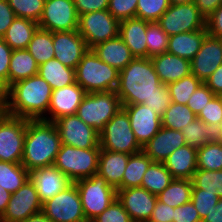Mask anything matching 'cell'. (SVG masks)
Listing matches in <instances>:
<instances>
[{
	"instance_id": "34",
	"label": "cell",
	"mask_w": 222,
	"mask_h": 222,
	"mask_svg": "<svg viewBox=\"0 0 222 222\" xmlns=\"http://www.w3.org/2000/svg\"><path fill=\"white\" fill-rule=\"evenodd\" d=\"M181 133L184 136L186 144L196 149L217 139V129L211 125H207L198 118L188 123L181 130Z\"/></svg>"
},
{
	"instance_id": "20",
	"label": "cell",
	"mask_w": 222,
	"mask_h": 222,
	"mask_svg": "<svg viewBox=\"0 0 222 222\" xmlns=\"http://www.w3.org/2000/svg\"><path fill=\"white\" fill-rule=\"evenodd\" d=\"M191 62V73L203 83L222 64L220 38L207 35Z\"/></svg>"
},
{
	"instance_id": "54",
	"label": "cell",
	"mask_w": 222,
	"mask_h": 222,
	"mask_svg": "<svg viewBox=\"0 0 222 222\" xmlns=\"http://www.w3.org/2000/svg\"><path fill=\"white\" fill-rule=\"evenodd\" d=\"M206 29L209 36L222 38V5L206 19Z\"/></svg>"
},
{
	"instance_id": "46",
	"label": "cell",
	"mask_w": 222,
	"mask_h": 222,
	"mask_svg": "<svg viewBox=\"0 0 222 222\" xmlns=\"http://www.w3.org/2000/svg\"><path fill=\"white\" fill-rule=\"evenodd\" d=\"M197 118L217 129L222 123V96L215 95L203 107Z\"/></svg>"
},
{
	"instance_id": "1",
	"label": "cell",
	"mask_w": 222,
	"mask_h": 222,
	"mask_svg": "<svg viewBox=\"0 0 222 222\" xmlns=\"http://www.w3.org/2000/svg\"><path fill=\"white\" fill-rule=\"evenodd\" d=\"M51 94V86L39 74L33 75L13 83L2 93L3 111L28 120H44Z\"/></svg>"
},
{
	"instance_id": "45",
	"label": "cell",
	"mask_w": 222,
	"mask_h": 222,
	"mask_svg": "<svg viewBox=\"0 0 222 222\" xmlns=\"http://www.w3.org/2000/svg\"><path fill=\"white\" fill-rule=\"evenodd\" d=\"M220 198L217 192H209L202 189H197L194 185L192 188L191 202L199 213L201 220L216 206Z\"/></svg>"
},
{
	"instance_id": "19",
	"label": "cell",
	"mask_w": 222,
	"mask_h": 222,
	"mask_svg": "<svg viewBox=\"0 0 222 222\" xmlns=\"http://www.w3.org/2000/svg\"><path fill=\"white\" fill-rule=\"evenodd\" d=\"M87 92L76 82L59 89L52 90L48 114L44 120L55 122L57 119L75 115Z\"/></svg>"
},
{
	"instance_id": "21",
	"label": "cell",
	"mask_w": 222,
	"mask_h": 222,
	"mask_svg": "<svg viewBox=\"0 0 222 222\" xmlns=\"http://www.w3.org/2000/svg\"><path fill=\"white\" fill-rule=\"evenodd\" d=\"M30 180L34 183L42 204L72 183V181L54 165L31 171Z\"/></svg>"
},
{
	"instance_id": "8",
	"label": "cell",
	"mask_w": 222,
	"mask_h": 222,
	"mask_svg": "<svg viewBox=\"0 0 222 222\" xmlns=\"http://www.w3.org/2000/svg\"><path fill=\"white\" fill-rule=\"evenodd\" d=\"M87 222L101 214L117 198V190L98 174L75 181Z\"/></svg>"
},
{
	"instance_id": "53",
	"label": "cell",
	"mask_w": 222,
	"mask_h": 222,
	"mask_svg": "<svg viewBox=\"0 0 222 222\" xmlns=\"http://www.w3.org/2000/svg\"><path fill=\"white\" fill-rule=\"evenodd\" d=\"M78 15L108 9L109 0H73Z\"/></svg>"
},
{
	"instance_id": "7",
	"label": "cell",
	"mask_w": 222,
	"mask_h": 222,
	"mask_svg": "<svg viewBox=\"0 0 222 222\" xmlns=\"http://www.w3.org/2000/svg\"><path fill=\"white\" fill-rule=\"evenodd\" d=\"M101 150L135 154L142 151L131 129L126 110L122 107L99 134Z\"/></svg>"
},
{
	"instance_id": "58",
	"label": "cell",
	"mask_w": 222,
	"mask_h": 222,
	"mask_svg": "<svg viewBox=\"0 0 222 222\" xmlns=\"http://www.w3.org/2000/svg\"><path fill=\"white\" fill-rule=\"evenodd\" d=\"M194 4L206 20L220 5H222V0H194Z\"/></svg>"
},
{
	"instance_id": "43",
	"label": "cell",
	"mask_w": 222,
	"mask_h": 222,
	"mask_svg": "<svg viewBox=\"0 0 222 222\" xmlns=\"http://www.w3.org/2000/svg\"><path fill=\"white\" fill-rule=\"evenodd\" d=\"M169 6V0H138L136 18L157 22Z\"/></svg>"
},
{
	"instance_id": "5",
	"label": "cell",
	"mask_w": 222,
	"mask_h": 222,
	"mask_svg": "<svg viewBox=\"0 0 222 222\" xmlns=\"http://www.w3.org/2000/svg\"><path fill=\"white\" fill-rule=\"evenodd\" d=\"M100 152V146L90 149H81L61 144L54 166L72 182L82 178H89L98 172Z\"/></svg>"
},
{
	"instance_id": "59",
	"label": "cell",
	"mask_w": 222,
	"mask_h": 222,
	"mask_svg": "<svg viewBox=\"0 0 222 222\" xmlns=\"http://www.w3.org/2000/svg\"><path fill=\"white\" fill-rule=\"evenodd\" d=\"M202 222H222V198L202 220Z\"/></svg>"
},
{
	"instance_id": "15",
	"label": "cell",
	"mask_w": 222,
	"mask_h": 222,
	"mask_svg": "<svg viewBox=\"0 0 222 222\" xmlns=\"http://www.w3.org/2000/svg\"><path fill=\"white\" fill-rule=\"evenodd\" d=\"M54 123L59 131L61 144L81 149L100 146L99 134L76 114L61 117Z\"/></svg>"
},
{
	"instance_id": "42",
	"label": "cell",
	"mask_w": 222,
	"mask_h": 222,
	"mask_svg": "<svg viewBox=\"0 0 222 222\" xmlns=\"http://www.w3.org/2000/svg\"><path fill=\"white\" fill-rule=\"evenodd\" d=\"M192 182L197 189L217 192L218 197L222 198V170L197 169L193 175Z\"/></svg>"
},
{
	"instance_id": "38",
	"label": "cell",
	"mask_w": 222,
	"mask_h": 222,
	"mask_svg": "<svg viewBox=\"0 0 222 222\" xmlns=\"http://www.w3.org/2000/svg\"><path fill=\"white\" fill-rule=\"evenodd\" d=\"M195 119L197 115L187 105L171 102L161 117V122L164 128L181 131Z\"/></svg>"
},
{
	"instance_id": "12",
	"label": "cell",
	"mask_w": 222,
	"mask_h": 222,
	"mask_svg": "<svg viewBox=\"0 0 222 222\" xmlns=\"http://www.w3.org/2000/svg\"><path fill=\"white\" fill-rule=\"evenodd\" d=\"M157 23L168 36L206 29V20L194 2L170 4Z\"/></svg>"
},
{
	"instance_id": "50",
	"label": "cell",
	"mask_w": 222,
	"mask_h": 222,
	"mask_svg": "<svg viewBox=\"0 0 222 222\" xmlns=\"http://www.w3.org/2000/svg\"><path fill=\"white\" fill-rule=\"evenodd\" d=\"M13 49L0 38V92L8 88V73Z\"/></svg>"
},
{
	"instance_id": "32",
	"label": "cell",
	"mask_w": 222,
	"mask_h": 222,
	"mask_svg": "<svg viewBox=\"0 0 222 222\" xmlns=\"http://www.w3.org/2000/svg\"><path fill=\"white\" fill-rule=\"evenodd\" d=\"M193 182L189 179L174 178L171 183L157 195V200L173 208L191 201Z\"/></svg>"
},
{
	"instance_id": "4",
	"label": "cell",
	"mask_w": 222,
	"mask_h": 222,
	"mask_svg": "<svg viewBox=\"0 0 222 222\" xmlns=\"http://www.w3.org/2000/svg\"><path fill=\"white\" fill-rule=\"evenodd\" d=\"M75 75L76 82L87 93L113 91L119 83V71L103 62L92 49L83 55Z\"/></svg>"
},
{
	"instance_id": "31",
	"label": "cell",
	"mask_w": 222,
	"mask_h": 222,
	"mask_svg": "<svg viewBox=\"0 0 222 222\" xmlns=\"http://www.w3.org/2000/svg\"><path fill=\"white\" fill-rule=\"evenodd\" d=\"M39 65L27 49H16L11 53L8 87L13 83L38 74Z\"/></svg>"
},
{
	"instance_id": "52",
	"label": "cell",
	"mask_w": 222,
	"mask_h": 222,
	"mask_svg": "<svg viewBox=\"0 0 222 222\" xmlns=\"http://www.w3.org/2000/svg\"><path fill=\"white\" fill-rule=\"evenodd\" d=\"M173 222H202V220L195 206L190 201L174 208Z\"/></svg>"
},
{
	"instance_id": "60",
	"label": "cell",
	"mask_w": 222,
	"mask_h": 222,
	"mask_svg": "<svg viewBox=\"0 0 222 222\" xmlns=\"http://www.w3.org/2000/svg\"><path fill=\"white\" fill-rule=\"evenodd\" d=\"M11 194L9 191L5 190L2 186H0V217L6 210L7 204L10 200Z\"/></svg>"
},
{
	"instance_id": "23",
	"label": "cell",
	"mask_w": 222,
	"mask_h": 222,
	"mask_svg": "<svg viewBox=\"0 0 222 222\" xmlns=\"http://www.w3.org/2000/svg\"><path fill=\"white\" fill-rule=\"evenodd\" d=\"M150 59L160 82L166 86L191 74V62L177 55L165 52Z\"/></svg>"
},
{
	"instance_id": "35",
	"label": "cell",
	"mask_w": 222,
	"mask_h": 222,
	"mask_svg": "<svg viewBox=\"0 0 222 222\" xmlns=\"http://www.w3.org/2000/svg\"><path fill=\"white\" fill-rule=\"evenodd\" d=\"M38 65L54 58L53 32L38 28L27 47Z\"/></svg>"
},
{
	"instance_id": "56",
	"label": "cell",
	"mask_w": 222,
	"mask_h": 222,
	"mask_svg": "<svg viewBox=\"0 0 222 222\" xmlns=\"http://www.w3.org/2000/svg\"><path fill=\"white\" fill-rule=\"evenodd\" d=\"M15 13L7 0H0V38L4 36L15 19Z\"/></svg>"
},
{
	"instance_id": "18",
	"label": "cell",
	"mask_w": 222,
	"mask_h": 222,
	"mask_svg": "<svg viewBox=\"0 0 222 222\" xmlns=\"http://www.w3.org/2000/svg\"><path fill=\"white\" fill-rule=\"evenodd\" d=\"M53 46L54 58L72 69L89 49L78 30L53 32Z\"/></svg>"
},
{
	"instance_id": "37",
	"label": "cell",
	"mask_w": 222,
	"mask_h": 222,
	"mask_svg": "<svg viewBox=\"0 0 222 222\" xmlns=\"http://www.w3.org/2000/svg\"><path fill=\"white\" fill-rule=\"evenodd\" d=\"M173 179L164 163L153 162L143 176L141 187L152 194L158 195Z\"/></svg>"
},
{
	"instance_id": "6",
	"label": "cell",
	"mask_w": 222,
	"mask_h": 222,
	"mask_svg": "<svg viewBox=\"0 0 222 222\" xmlns=\"http://www.w3.org/2000/svg\"><path fill=\"white\" fill-rule=\"evenodd\" d=\"M116 90L87 93L79 105L76 115L98 134L105 124L122 108Z\"/></svg>"
},
{
	"instance_id": "61",
	"label": "cell",
	"mask_w": 222,
	"mask_h": 222,
	"mask_svg": "<svg viewBox=\"0 0 222 222\" xmlns=\"http://www.w3.org/2000/svg\"><path fill=\"white\" fill-rule=\"evenodd\" d=\"M22 222H52L49 218H47L42 212L30 216L26 220Z\"/></svg>"
},
{
	"instance_id": "29",
	"label": "cell",
	"mask_w": 222,
	"mask_h": 222,
	"mask_svg": "<svg viewBox=\"0 0 222 222\" xmlns=\"http://www.w3.org/2000/svg\"><path fill=\"white\" fill-rule=\"evenodd\" d=\"M38 74L51 86L52 90L76 83L75 69L63 65L55 58L40 64Z\"/></svg>"
},
{
	"instance_id": "30",
	"label": "cell",
	"mask_w": 222,
	"mask_h": 222,
	"mask_svg": "<svg viewBox=\"0 0 222 222\" xmlns=\"http://www.w3.org/2000/svg\"><path fill=\"white\" fill-rule=\"evenodd\" d=\"M39 28L37 22L15 17L2 39L13 49H27L34 33Z\"/></svg>"
},
{
	"instance_id": "64",
	"label": "cell",
	"mask_w": 222,
	"mask_h": 222,
	"mask_svg": "<svg viewBox=\"0 0 222 222\" xmlns=\"http://www.w3.org/2000/svg\"><path fill=\"white\" fill-rule=\"evenodd\" d=\"M3 112V95L0 92V114Z\"/></svg>"
},
{
	"instance_id": "3",
	"label": "cell",
	"mask_w": 222,
	"mask_h": 222,
	"mask_svg": "<svg viewBox=\"0 0 222 222\" xmlns=\"http://www.w3.org/2000/svg\"><path fill=\"white\" fill-rule=\"evenodd\" d=\"M166 85L160 82L150 58H136L121 71L116 89L122 105L143 104Z\"/></svg>"
},
{
	"instance_id": "57",
	"label": "cell",
	"mask_w": 222,
	"mask_h": 222,
	"mask_svg": "<svg viewBox=\"0 0 222 222\" xmlns=\"http://www.w3.org/2000/svg\"><path fill=\"white\" fill-rule=\"evenodd\" d=\"M204 84L217 96H222V64L204 81Z\"/></svg>"
},
{
	"instance_id": "22",
	"label": "cell",
	"mask_w": 222,
	"mask_h": 222,
	"mask_svg": "<svg viewBox=\"0 0 222 222\" xmlns=\"http://www.w3.org/2000/svg\"><path fill=\"white\" fill-rule=\"evenodd\" d=\"M186 145L181 131L161 127L142 151L153 161L163 163L175 150Z\"/></svg>"
},
{
	"instance_id": "13",
	"label": "cell",
	"mask_w": 222,
	"mask_h": 222,
	"mask_svg": "<svg viewBox=\"0 0 222 222\" xmlns=\"http://www.w3.org/2000/svg\"><path fill=\"white\" fill-rule=\"evenodd\" d=\"M79 15L73 0H45L39 28L50 32L78 30Z\"/></svg>"
},
{
	"instance_id": "48",
	"label": "cell",
	"mask_w": 222,
	"mask_h": 222,
	"mask_svg": "<svg viewBox=\"0 0 222 222\" xmlns=\"http://www.w3.org/2000/svg\"><path fill=\"white\" fill-rule=\"evenodd\" d=\"M138 0H109L108 11L119 21L135 18Z\"/></svg>"
},
{
	"instance_id": "16",
	"label": "cell",
	"mask_w": 222,
	"mask_h": 222,
	"mask_svg": "<svg viewBox=\"0 0 222 222\" xmlns=\"http://www.w3.org/2000/svg\"><path fill=\"white\" fill-rule=\"evenodd\" d=\"M122 106L128 114L136 140L143 147L161 129V117L151 107L144 104Z\"/></svg>"
},
{
	"instance_id": "2",
	"label": "cell",
	"mask_w": 222,
	"mask_h": 222,
	"mask_svg": "<svg viewBox=\"0 0 222 222\" xmlns=\"http://www.w3.org/2000/svg\"><path fill=\"white\" fill-rule=\"evenodd\" d=\"M60 147V134L54 122L28 120L21 165L29 172L54 165Z\"/></svg>"
},
{
	"instance_id": "40",
	"label": "cell",
	"mask_w": 222,
	"mask_h": 222,
	"mask_svg": "<svg viewBox=\"0 0 222 222\" xmlns=\"http://www.w3.org/2000/svg\"><path fill=\"white\" fill-rule=\"evenodd\" d=\"M203 82L192 73L167 85L174 103L187 105L188 99Z\"/></svg>"
},
{
	"instance_id": "26",
	"label": "cell",
	"mask_w": 222,
	"mask_h": 222,
	"mask_svg": "<svg viewBox=\"0 0 222 222\" xmlns=\"http://www.w3.org/2000/svg\"><path fill=\"white\" fill-rule=\"evenodd\" d=\"M91 49L103 62L118 71L123 70L134 59L130 49L119 36L98 43Z\"/></svg>"
},
{
	"instance_id": "39",
	"label": "cell",
	"mask_w": 222,
	"mask_h": 222,
	"mask_svg": "<svg viewBox=\"0 0 222 222\" xmlns=\"http://www.w3.org/2000/svg\"><path fill=\"white\" fill-rule=\"evenodd\" d=\"M198 169L222 170V142L211 141L197 149Z\"/></svg>"
},
{
	"instance_id": "17",
	"label": "cell",
	"mask_w": 222,
	"mask_h": 222,
	"mask_svg": "<svg viewBox=\"0 0 222 222\" xmlns=\"http://www.w3.org/2000/svg\"><path fill=\"white\" fill-rule=\"evenodd\" d=\"M117 199L130 215L133 222H147L154 210L157 195L142 187H131L117 190Z\"/></svg>"
},
{
	"instance_id": "51",
	"label": "cell",
	"mask_w": 222,
	"mask_h": 222,
	"mask_svg": "<svg viewBox=\"0 0 222 222\" xmlns=\"http://www.w3.org/2000/svg\"><path fill=\"white\" fill-rule=\"evenodd\" d=\"M172 102L169 89L165 86L160 92L155 93L148 100H144V105L151 107L160 117Z\"/></svg>"
},
{
	"instance_id": "36",
	"label": "cell",
	"mask_w": 222,
	"mask_h": 222,
	"mask_svg": "<svg viewBox=\"0 0 222 222\" xmlns=\"http://www.w3.org/2000/svg\"><path fill=\"white\" fill-rule=\"evenodd\" d=\"M30 179V172L21 164L0 161V186L10 193L16 192Z\"/></svg>"
},
{
	"instance_id": "9",
	"label": "cell",
	"mask_w": 222,
	"mask_h": 222,
	"mask_svg": "<svg viewBox=\"0 0 222 222\" xmlns=\"http://www.w3.org/2000/svg\"><path fill=\"white\" fill-rule=\"evenodd\" d=\"M28 119L0 114V161L21 164Z\"/></svg>"
},
{
	"instance_id": "47",
	"label": "cell",
	"mask_w": 222,
	"mask_h": 222,
	"mask_svg": "<svg viewBox=\"0 0 222 222\" xmlns=\"http://www.w3.org/2000/svg\"><path fill=\"white\" fill-rule=\"evenodd\" d=\"M91 222H133L130 215L125 211L121 202L116 198L114 201Z\"/></svg>"
},
{
	"instance_id": "27",
	"label": "cell",
	"mask_w": 222,
	"mask_h": 222,
	"mask_svg": "<svg viewBox=\"0 0 222 222\" xmlns=\"http://www.w3.org/2000/svg\"><path fill=\"white\" fill-rule=\"evenodd\" d=\"M173 178L192 180L197 167V149L184 145L175 150L164 162Z\"/></svg>"
},
{
	"instance_id": "25",
	"label": "cell",
	"mask_w": 222,
	"mask_h": 222,
	"mask_svg": "<svg viewBox=\"0 0 222 222\" xmlns=\"http://www.w3.org/2000/svg\"><path fill=\"white\" fill-rule=\"evenodd\" d=\"M130 154L101 150L97 174L116 190L122 189L123 175Z\"/></svg>"
},
{
	"instance_id": "41",
	"label": "cell",
	"mask_w": 222,
	"mask_h": 222,
	"mask_svg": "<svg viewBox=\"0 0 222 222\" xmlns=\"http://www.w3.org/2000/svg\"><path fill=\"white\" fill-rule=\"evenodd\" d=\"M168 39L157 22H149L146 31L147 58L167 52Z\"/></svg>"
},
{
	"instance_id": "63",
	"label": "cell",
	"mask_w": 222,
	"mask_h": 222,
	"mask_svg": "<svg viewBox=\"0 0 222 222\" xmlns=\"http://www.w3.org/2000/svg\"><path fill=\"white\" fill-rule=\"evenodd\" d=\"M216 141L222 142V123L217 128V139Z\"/></svg>"
},
{
	"instance_id": "33",
	"label": "cell",
	"mask_w": 222,
	"mask_h": 222,
	"mask_svg": "<svg viewBox=\"0 0 222 222\" xmlns=\"http://www.w3.org/2000/svg\"><path fill=\"white\" fill-rule=\"evenodd\" d=\"M153 161L143 152L130 154L123 175L122 189L141 187L143 176Z\"/></svg>"
},
{
	"instance_id": "14",
	"label": "cell",
	"mask_w": 222,
	"mask_h": 222,
	"mask_svg": "<svg viewBox=\"0 0 222 222\" xmlns=\"http://www.w3.org/2000/svg\"><path fill=\"white\" fill-rule=\"evenodd\" d=\"M42 212V203L34 183L28 179L22 187L11 194L0 222H22Z\"/></svg>"
},
{
	"instance_id": "55",
	"label": "cell",
	"mask_w": 222,
	"mask_h": 222,
	"mask_svg": "<svg viewBox=\"0 0 222 222\" xmlns=\"http://www.w3.org/2000/svg\"><path fill=\"white\" fill-rule=\"evenodd\" d=\"M173 218L174 208L157 200L148 222H173Z\"/></svg>"
},
{
	"instance_id": "24",
	"label": "cell",
	"mask_w": 222,
	"mask_h": 222,
	"mask_svg": "<svg viewBox=\"0 0 222 222\" xmlns=\"http://www.w3.org/2000/svg\"><path fill=\"white\" fill-rule=\"evenodd\" d=\"M149 21L130 18L120 21L119 37L136 58H147L146 31Z\"/></svg>"
},
{
	"instance_id": "49",
	"label": "cell",
	"mask_w": 222,
	"mask_h": 222,
	"mask_svg": "<svg viewBox=\"0 0 222 222\" xmlns=\"http://www.w3.org/2000/svg\"><path fill=\"white\" fill-rule=\"evenodd\" d=\"M214 96L215 94L202 83L188 99L187 106L198 116Z\"/></svg>"
},
{
	"instance_id": "10",
	"label": "cell",
	"mask_w": 222,
	"mask_h": 222,
	"mask_svg": "<svg viewBox=\"0 0 222 222\" xmlns=\"http://www.w3.org/2000/svg\"><path fill=\"white\" fill-rule=\"evenodd\" d=\"M120 21L107 9L79 16L78 32L89 49L96 44L119 36Z\"/></svg>"
},
{
	"instance_id": "11",
	"label": "cell",
	"mask_w": 222,
	"mask_h": 222,
	"mask_svg": "<svg viewBox=\"0 0 222 222\" xmlns=\"http://www.w3.org/2000/svg\"><path fill=\"white\" fill-rule=\"evenodd\" d=\"M42 213L52 222H87L75 182L44 202Z\"/></svg>"
},
{
	"instance_id": "44",
	"label": "cell",
	"mask_w": 222,
	"mask_h": 222,
	"mask_svg": "<svg viewBox=\"0 0 222 222\" xmlns=\"http://www.w3.org/2000/svg\"><path fill=\"white\" fill-rule=\"evenodd\" d=\"M16 17L39 22L45 0H7Z\"/></svg>"
},
{
	"instance_id": "28",
	"label": "cell",
	"mask_w": 222,
	"mask_h": 222,
	"mask_svg": "<svg viewBox=\"0 0 222 222\" xmlns=\"http://www.w3.org/2000/svg\"><path fill=\"white\" fill-rule=\"evenodd\" d=\"M207 35V29H200L169 36L167 52L191 61Z\"/></svg>"
},
{
	"instance_id": "62",
	"label": "cell",
	"mask_w": 222,
	"mask_h": 222,
	"mask_svg": "<svg viewBox=\"0 0 222 222\" xmlns=\"http://www.w3.org/2000/svg\"><path fill=\"white\" fill-rule=\"evenodd\" d=\"M170 4H184V3H191L194 0H169Z\"/></svg>"
}]
</instances>
